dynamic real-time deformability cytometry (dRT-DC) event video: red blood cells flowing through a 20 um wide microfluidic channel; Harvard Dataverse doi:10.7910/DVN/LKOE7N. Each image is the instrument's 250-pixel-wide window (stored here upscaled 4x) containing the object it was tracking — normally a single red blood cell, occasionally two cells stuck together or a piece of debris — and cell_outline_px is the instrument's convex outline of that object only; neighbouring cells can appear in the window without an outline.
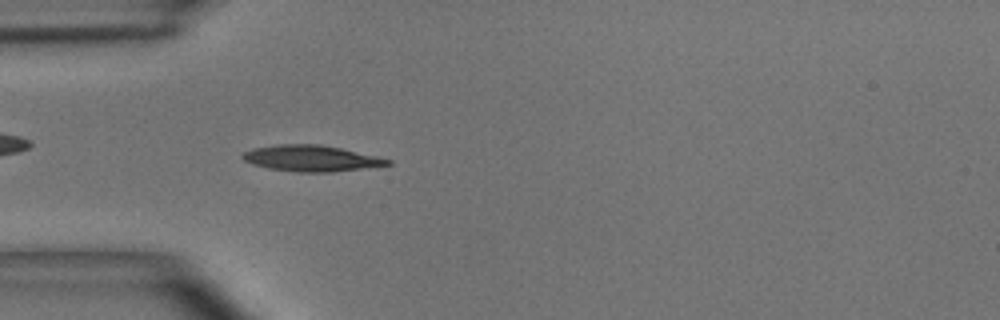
{"species": "common noctule bat (a hibernating species)", "species_latin": "Nyctalus noctula", "temperature_condition": "room temperature", "stored_images_in_passage": 54, "camera_frame_rate_fps": 3000, "um_per_image_px": 0.085, "animal": {"sex": "male", "body_mass_g": 15.6}, "frame": {"image": 1, "passage_image": 16, "time_ms": 5.0, "image_size_px": [1000, 320], "cell_outline_px": [[392, 164], [332, 172], [296, 172], [268, 168], [252, 164], [244, 160], [240, 156], [244, 152], [252, 148], [276, 144], [320, 144], [340, 148], [376, 156], [392, 160]], "centroid_in_image_um": [26.41, 13.45], "position_along_channel_um": 58.6, "area_um2": 21.96}}
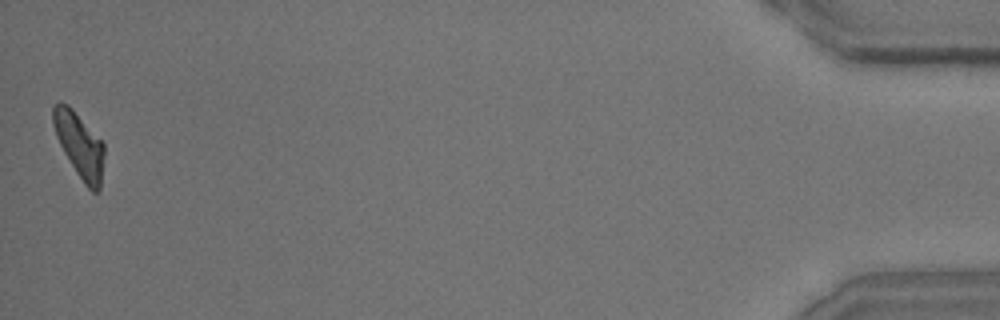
{"frame": {"image": 2, "passage_image": 54, "time_ms": 17.667, "image_size_px": [1000, 320], "cell_outline_px": [[104, 152], [100, 188], [96, 192], [92, 192], [84, 184], [76, 172], [64, 152], [56, 136], [52, 124], [52, 108], [60, 100], [68, 104], [72, 108], [104, 144]], "centroid_in_image_um": [6.73, 12.31], "position_along_channel_um": 428.5, "area_um2": 19.13}, "authors_computed_cell_mechanics": {"area_um2": 20.1722, "velocity_mm_per_s": 3.6658, "shape_relaxation_time_tau1_ms": 8.0766, "shape_relaxation_time_tau2_ms": 2.5341, "deformation_change_tau1": 0.2233, "deformation_change_tau2": 0.0997}}